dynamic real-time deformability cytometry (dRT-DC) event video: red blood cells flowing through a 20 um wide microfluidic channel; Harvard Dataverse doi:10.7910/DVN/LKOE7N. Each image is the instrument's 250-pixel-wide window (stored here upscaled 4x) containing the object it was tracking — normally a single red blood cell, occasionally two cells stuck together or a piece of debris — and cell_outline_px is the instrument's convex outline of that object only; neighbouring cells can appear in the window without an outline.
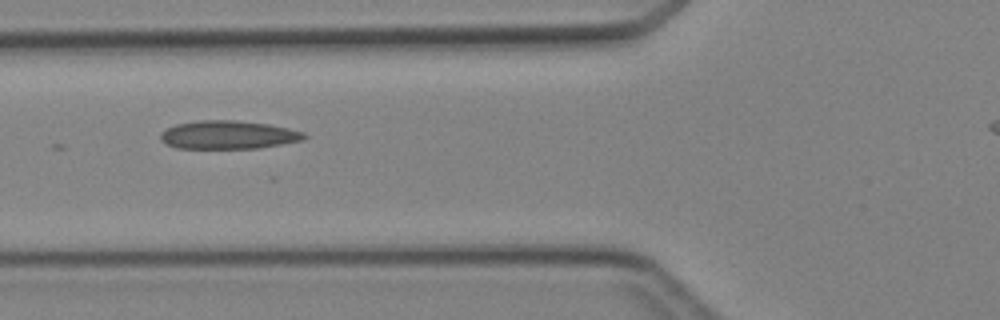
{"species": "Egyptian fruit bat (a non-hibernating species)", "species_latin": "Rousettus aegyptiacus", "temperature_condition": "cold", "stored_images_in_passage": 2, "camera_frame_rate_fps": 3000, "um_per_image_px": 0.085, "animal": {"sex": "female"}, "frame": {"image": 1, "passage_image": 2, "time_ms": 1.0, "image_size_px": [1000, 320], "cell_outline_px": [[308, 136], [300, 140], [280, 144], [256, 148], [176, 148], [160, 140], [160, 132], [176, 124], [200, 120], [236, 120], [268, 124], [288, 128], [304, 132]], "centroid_in_image_um": [19.37, 11.45], "position_along_channel_um": 106.4, "area_um2": 23.52}}